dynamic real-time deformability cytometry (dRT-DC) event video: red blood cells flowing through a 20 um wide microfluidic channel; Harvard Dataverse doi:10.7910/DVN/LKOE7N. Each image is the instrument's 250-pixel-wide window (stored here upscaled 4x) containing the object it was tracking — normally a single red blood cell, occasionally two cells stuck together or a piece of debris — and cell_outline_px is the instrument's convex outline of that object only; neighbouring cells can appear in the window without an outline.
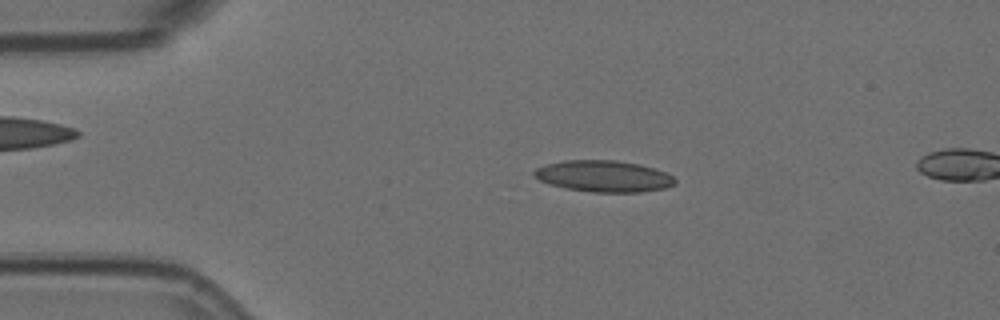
{"species": "Egyptian fruit bat (a non-hibernating species)", "species_latin": "Rousettus aegyptiacus", "temperature_condition": "room temperature", "stored_images_in_passage": 14, "camera_frame_rate_fps": 3000, "um_per_image_px": 0.085, "animal": {"sex": "female"}, "frame": {"image": 1, "passage_image": 10, "time_ms": 3.0, "image_size_px": [1000, 320], "cell_outline_px": [[676, 184], [664, 188], [640, 192], [592, 192], [564, 188], [548, 184], [532, 176], [532, 172], [536, 168], [548, 164], [564, 160], [616, 160], [640, 164], [668, 172], [676, 180]], "centroid_in_image_um": [51.31, 14.97], "position_along_channel_um": 33.7, "area_um2": 26.01}}